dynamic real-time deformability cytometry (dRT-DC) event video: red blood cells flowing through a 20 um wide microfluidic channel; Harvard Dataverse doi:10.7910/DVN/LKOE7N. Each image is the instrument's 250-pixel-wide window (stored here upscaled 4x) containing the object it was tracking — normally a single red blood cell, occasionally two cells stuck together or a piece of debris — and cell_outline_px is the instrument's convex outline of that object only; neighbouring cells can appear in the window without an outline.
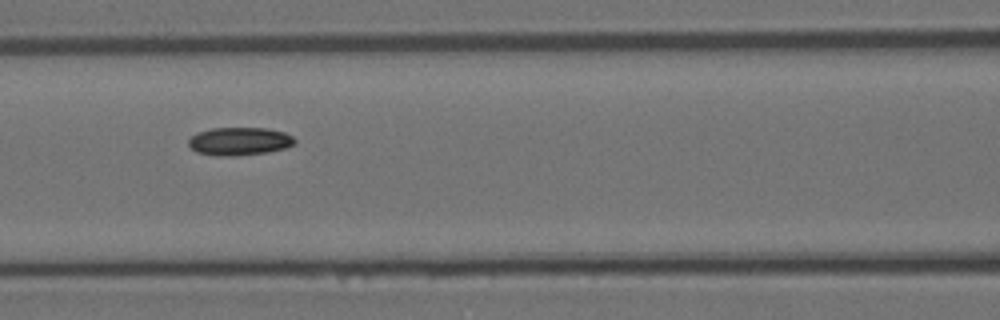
{"species": "Egyptian fruit bat (a non-hibernating species)", "species_latin": "Rousettus aegyptiacus", "temperature_condition": "room temperature", "stored_images_in_passage": 9, "camera_frame_rate_fps": 3000, "um_per_image_px": 0.085, "animal": {"sex": "female"}, "frame": {"image": 1, "passage_image": 7, "time_ms": 2.0, "image_size_px": [1000, 320], "cell_outline_px": [[296, 140], [292, 144], [284, 148], [264, 152], [232, 156], [216, 156], [196, 152], [188, 144], [188, 140], [196, 132], [212, 128], [268, 128], [284, 132], [292, 136]], "centroid_in_image_um": [20.3, 12.0], "position_along_channel_um": 146.3, "area_um2": 17.22}}
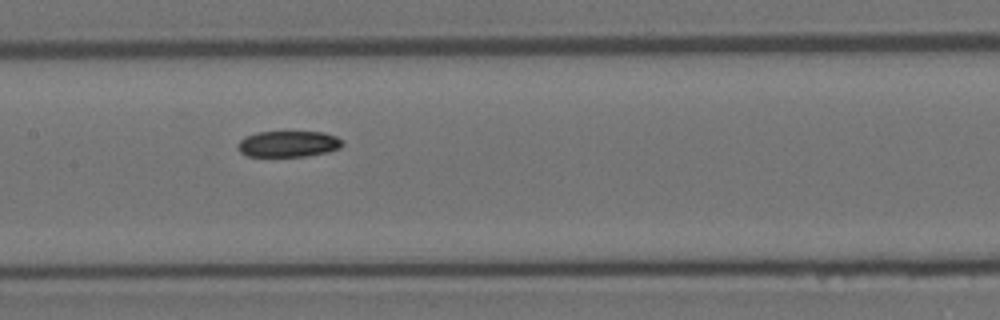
{"frame": {"image": 2, "passage_image": 8, "time_ms": 2.333, "image_size_px": [1000, 320], "cell_outline_px": [[344, 144], [340, 148], [328, 152], [304, 156], [248, 156], [240, 152], [236, 148], [236, 144], [244, 136], [256, 132], [324, 132], [336, 136], [344, 140]], "centroid_in_image_um": [24.5, 12.23], "position_along_channel_um": 182.9, "area_um2": 16.13}}
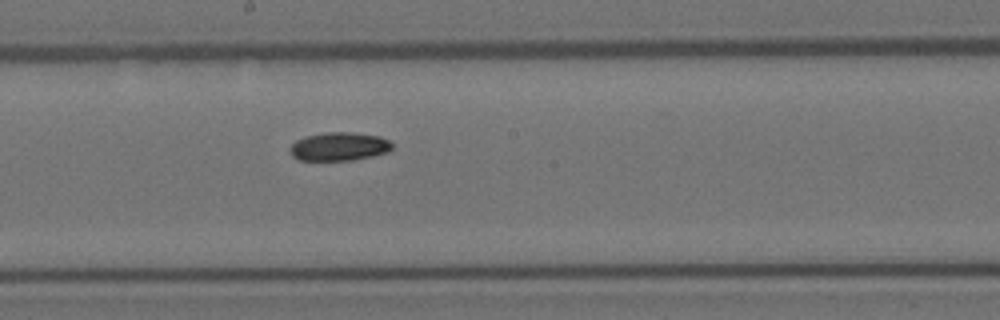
{"frame": {"image": 3, "passage_image": 9, "time_ms": 2.667, "image_size_px": [1000, 320], "cell_outline_px": [[392, 148], [388, 152], [372, 156], [352, 160], [300, 160], [292, 156], [288, 152], [288, 148], [296, 140], [304, 136], [324, 132], [352, 132], [380, 136], [388, 140], [392, 144]], "centroid_in_image_um": [28.79, 12.45], "position_along_channel_um": 219.4, "area_um2": 17.11}}